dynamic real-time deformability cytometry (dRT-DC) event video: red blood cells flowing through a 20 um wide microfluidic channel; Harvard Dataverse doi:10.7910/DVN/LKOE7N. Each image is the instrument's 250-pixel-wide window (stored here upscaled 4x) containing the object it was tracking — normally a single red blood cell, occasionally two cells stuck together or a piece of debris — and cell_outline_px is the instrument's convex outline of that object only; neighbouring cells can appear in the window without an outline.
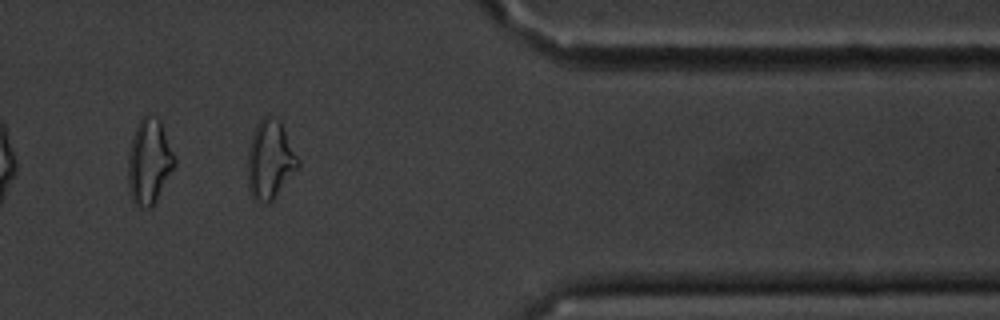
{"species": "common noctule bat (a hibernating species)", "species_latin": "Nyctalus noctula", "temperature_condition": "cold", "stored_images_in_passage": 16, "segment_of_instrument_passage": [1, 2], "camera_frame_rate_fps": 3000, "um_per_image_px": 0.085, "animal": {"sex": "male", "body_mass_g": 20.1, "forearm_length_mm": 53.5}, "frame": {"image": 1, "passage_image": 12, "time_ms": 14.0, "image_size_px": [1000, 320], "cell_outline_px": [[300, 164], [272, 200], [268, 204], [252, 200], [248, 188], [248, 152], [252, 132], [256, 124], [264, 116], [268, 116], [280, 120], [300, 160]], "centroid_in_image_um": [22.94, 13.58], "position_along_channel_um": 388.5, "area_um2": 23.06}}